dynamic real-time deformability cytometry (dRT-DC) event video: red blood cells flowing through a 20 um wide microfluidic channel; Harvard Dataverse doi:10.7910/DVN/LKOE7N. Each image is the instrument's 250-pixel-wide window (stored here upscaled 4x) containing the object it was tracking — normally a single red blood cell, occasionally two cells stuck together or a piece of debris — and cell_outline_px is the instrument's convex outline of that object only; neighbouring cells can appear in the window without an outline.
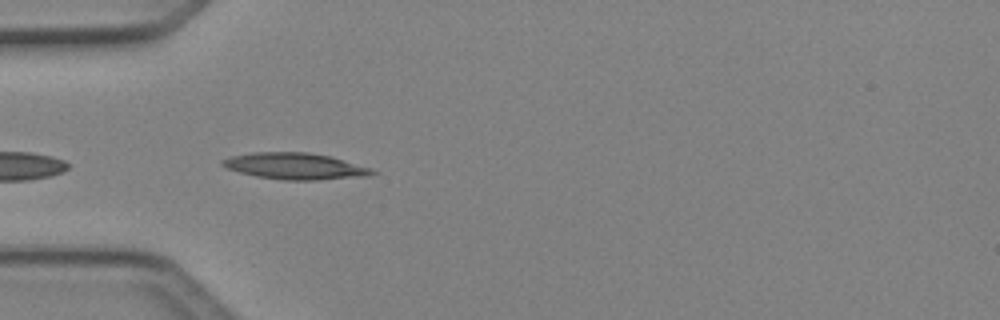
{"species": "Egyptian fruit bat (a non-hibernating species)", "species_latin": "Rousettus aegyptiacus", "temperature_condition": "cold", "stored_images_in_passage": 9, "camera_frame_rate_fps": 3000, "um_per_image_px": 0.085, "animal": {"sex": "female"}, "frame": {"image": 1, "passage_image": 2, "time_ms": 0.333, "image_size_px": [1000, 320], "cell_outline_px": [[376, 172], [368, 176], [316, 180], [284, 180], [256, 176], [240, 172], [228, 168], [220, 164], [220, 160], [232, 156], [252, 152], [308, 152], [332, 156], [372, 168]], "centroid_in_image_um": [25.1, 14.11], "position_along_channel_um": 59.9, "area_um2": 23.12}}